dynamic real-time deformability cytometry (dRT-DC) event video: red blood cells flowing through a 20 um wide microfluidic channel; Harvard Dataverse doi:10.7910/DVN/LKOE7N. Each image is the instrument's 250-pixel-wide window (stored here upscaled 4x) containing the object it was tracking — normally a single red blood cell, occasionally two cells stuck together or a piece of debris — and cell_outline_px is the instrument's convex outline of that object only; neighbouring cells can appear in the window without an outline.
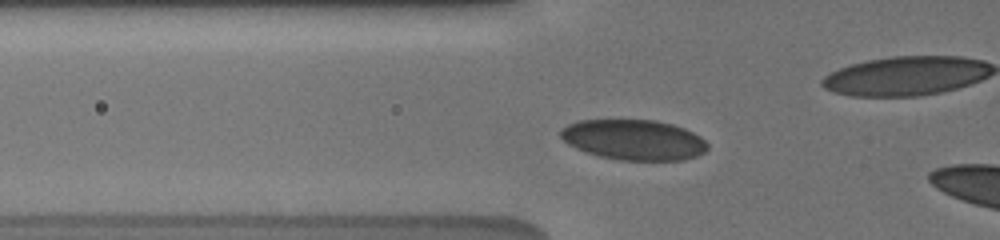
{"species": "human", "species_latin": "Homo sapiens", "temperature_condition": "cold", "stored_images_in_passage": 65, "camera_frame_rate_fps": 3000, "um_per_image_px": 0.085, "donor": {"sex": "male"}, "frame": {"image": 1, "passage_image": 4, "time_ms": 0.333, "image_size_px": [1000, 240], "cell_outline_px": [[708, 148], [704, 152], [696, 156], [684, 160], [620, 160], [600, 156], [576, 148], [568, 144], [560, 136], [560, 128], [568, 124], [580, 120], [656, 120], [672, 124], [684, 128], [700, 136], [708, 144]], "centroid_in_image_um": [53.87, 11.88], "position_along_channel_um": 71.9, "area_um2": 34.51}}
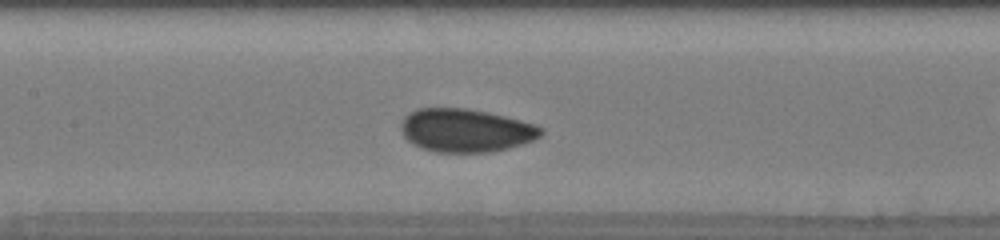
{"frame": {"image": 2, "passage_image": 20, "time_ms": 3.0, "image_size_px": [1000, 240], "cell_outline_px": [[544, 132], [540, 136], [532, 140], [508, 148], [492, 152], [436, 152], [420, 148], [412, 144], [404, 136], [400, 128], [400, 124], [404, 116], [408, 112], [416, 108], [464, 108], [488, 112], [536, 124], [544, 128]], "centroid_in_image_um": [39.56, 11.08], "position_along_channel_um": 167.8, "area_um2": 35.49}}
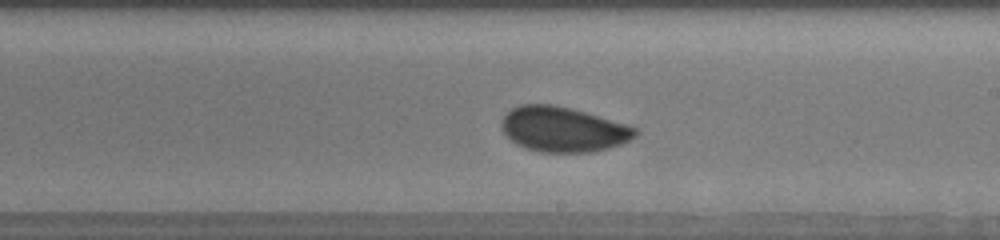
{"frame": {"image": 3, "passage_image": 30, "time_ms": 5.0, "image_size_px": [1000, 240], "cell_outline_px": [[640, 132], [636, 136], [620, 144], [608, 148], [588, 152], [540, 152], [516, 144], [500, 128], [500, 120], [512, 108], [520, 104], [552, 104], [584, 112], [624, 124], [636, 128]], "centroid_in_image_um": [47.82, 10.99], "position_along_channel_um": 241.2, "area_um2": 34.68}}